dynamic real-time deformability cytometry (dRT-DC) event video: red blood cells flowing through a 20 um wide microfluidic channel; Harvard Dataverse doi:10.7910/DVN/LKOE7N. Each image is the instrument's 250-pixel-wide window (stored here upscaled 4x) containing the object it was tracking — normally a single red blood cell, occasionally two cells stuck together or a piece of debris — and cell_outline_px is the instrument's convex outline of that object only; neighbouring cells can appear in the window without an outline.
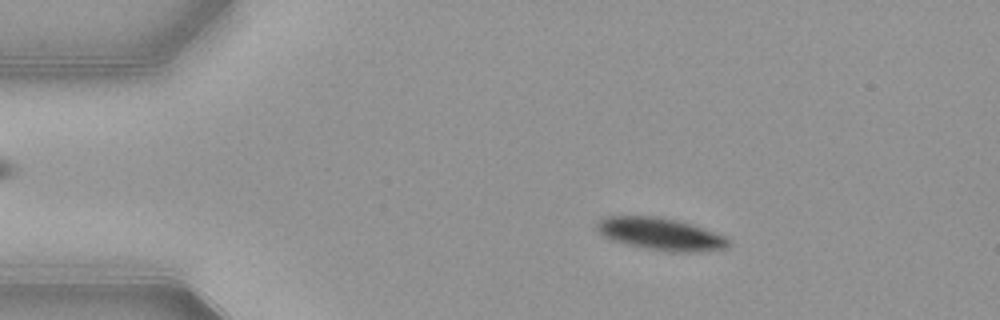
{"species": "common noctule bat (a hibernating species)", "species_latin": "Nyctalus noctula", "temperature_condition": "warm", "stored_images_in_passage": 53, "camera_frame_rate_fps": 3000, "um_per_image_px": 0.085, "animal": {"sex": "female", "body_mass_g": 21.9}, "frame": {"image": 1, "passage_image": 9, "time_ms": 2.667, "image_size_px": [1000, 320], "cell_outline_px": [[728, 248], [704, 252], [668, 252], [644, 248], [612, 240], [604, 236], [596, 228], [596, 224], [604, 216], [660, 216], [692, 224], [724, 236], [728, 240]], "centroid_in_image_um": [56.16, 19.9], "position_along_channel_um": 28.8, "area_um2": 24.8}}
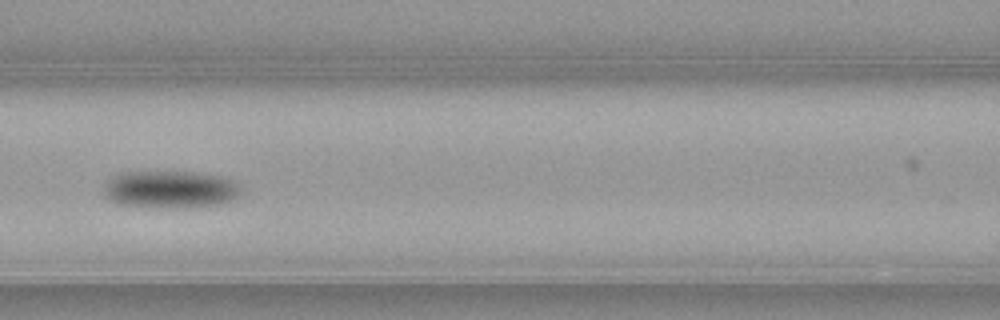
{"frame": {"image": 2, "passage_image": 23, "time_ms": 7.333, "image_size_px": [1000, 320], "cell_outline_px": [[240, 192], [232, 200], [220, 204], [184, 208], [164, 208], [120, 204], [104, 196], [104, 184], [108, 180], [124, 172], [192, 172], [220, 176], [232, 180], [240, 184]], "centroid_in_image_um": [14.49, 16.11], "position_along_channel_um": 152.1, "area_um2": 29.82}}
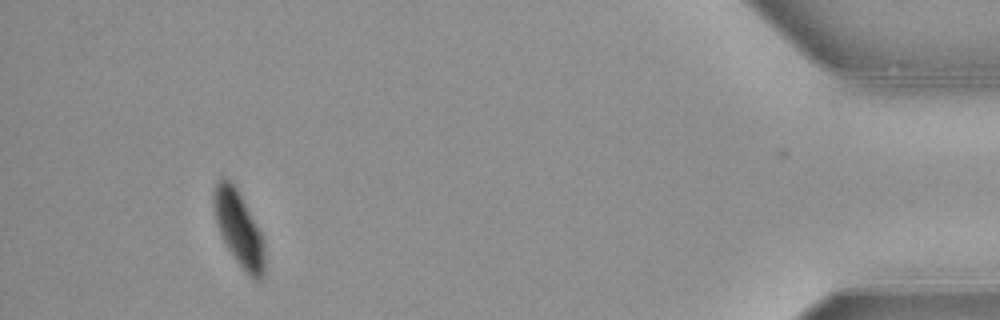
{"frame": {"image": 3, "passage_image": 49, "time_ms": 16.0, "image_size_px": [1000, 320], "cell_outline_px": [[264, 276], [260, 280], [256, 280], [248, 276], [244, 272], [228, 248], [220, 232], [216, 220], [212, 204], [212, 196], [216, 184], [220, 176], [224, 176], [232, 180], [236, 184], [264, 240]], "centroid_in_image_um": [20.29, 19.38], "position_along_channel_um": 414.9, "area_um2": 22.48}, "authors_computed_cell_mechanics": {"area_um2": 26.2412, "velocity_mm_per_s": 3.8574, "shape_relaxation_time_tau1_ms": 2.9828, "shape_relaxation_time_tau2_ms": null, "deformation_change_tau1": 0.1225, "deformation_change_tau2": null}}